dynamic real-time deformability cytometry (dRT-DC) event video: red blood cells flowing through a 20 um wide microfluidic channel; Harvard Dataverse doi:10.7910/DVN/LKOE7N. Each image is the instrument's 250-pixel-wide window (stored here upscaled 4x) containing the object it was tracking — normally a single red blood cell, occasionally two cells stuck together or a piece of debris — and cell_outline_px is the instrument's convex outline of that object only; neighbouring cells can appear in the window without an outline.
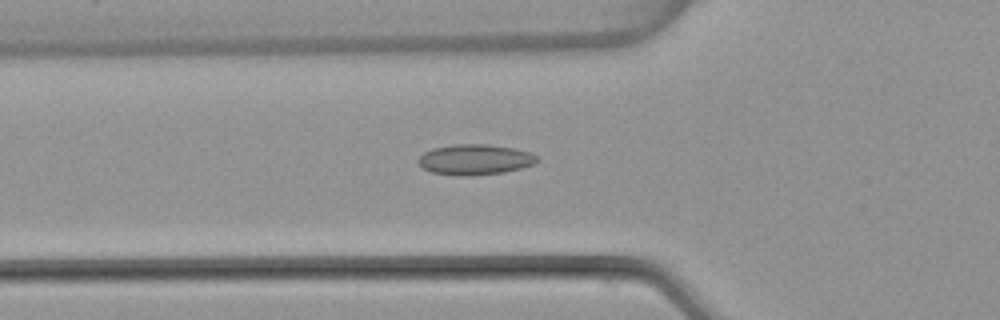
{"species": "common noctule bat (a hibernating species)", "species_latin": "Nyctalus noctula", "temperature_condition": "warm", "stored_images_in_passage": 51, "camera_frame_rate_fps": 3000, "um_per_image_px": 0.085, "animal": {"sex": "female", "body_mass_g": 22.7, "forearm_length_mm": 54.2}, "frame": {"image": 1, "passage_image": 17, "time_ms": 5.333, "image_size_px": [1000, 320], "cell_outline_px": [[540, 160], [536, 164], [504, 172], [472, 176], [456, 176], [432, 172], [424, 168], [416, 160], [424, 152], [432, 148], [456, 144], [488, 144], [512, 148], [528, 152], [536, 156]], "centroid_in_image_um": [40.36, 13.57], "position_along_channel_um": 85.4, "area_um2": 21.15}}
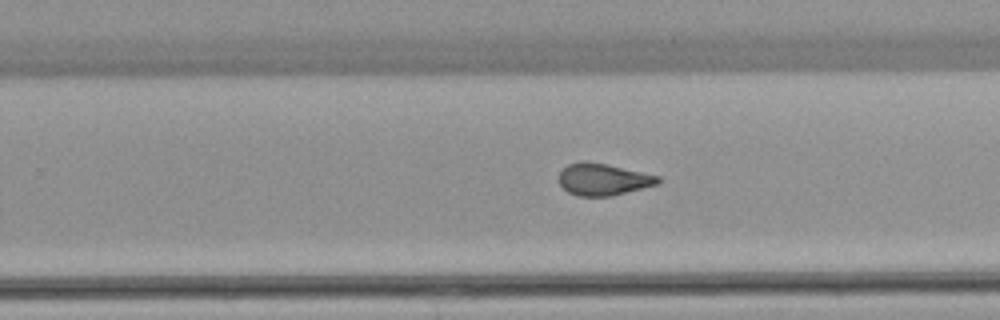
{"frame": {"image": 2, "passage_image": 32, "time_ms": 10.333, "image_size_px": [1000, 320], "cell_outline_px": [[660, 184], [612, 196], [576, 196], [568, 192], [556, 180], [560, 172], [568, 164], [580, 160], [584, 160], [608, 164], [660, 176]], "centroid_in_image_um": [51.25, 15.24], "position_along_channel_um": 278.5, "area_um2": 18.79}}
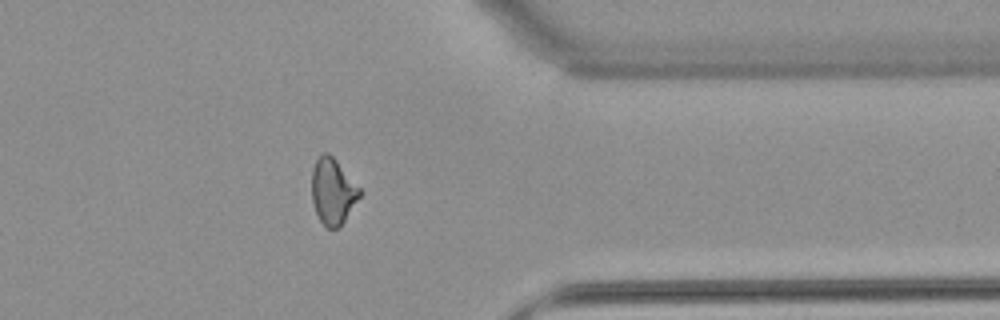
{"frame": {"image": 3, "passage_image": 41, "time_ms": 13.333, "image_size_px": [1000, 320], "cell_outline_px": [[364, 192], [344, 220], [336, 228], [324, 228], [316, 212], [312, 200], [312, 168], [316, 160], [324, 152], [328, 152], [336, 160]], "centroid_in_image_um": [28.3, 16.26], "position_along_channel_um": 383.1, "area_um2": 18.38}, "authors_computed_cell_mechanics": {"area_um2": 19.0162, "velocity_mm_per_s": 3.8622, "shape_relaxation_time_tau1_ms": null, "shape_relaxation_time_tau2_ms": 1.6913, "deformation_change_tau1": null, "deformation_change_tau2": 0.0935}}